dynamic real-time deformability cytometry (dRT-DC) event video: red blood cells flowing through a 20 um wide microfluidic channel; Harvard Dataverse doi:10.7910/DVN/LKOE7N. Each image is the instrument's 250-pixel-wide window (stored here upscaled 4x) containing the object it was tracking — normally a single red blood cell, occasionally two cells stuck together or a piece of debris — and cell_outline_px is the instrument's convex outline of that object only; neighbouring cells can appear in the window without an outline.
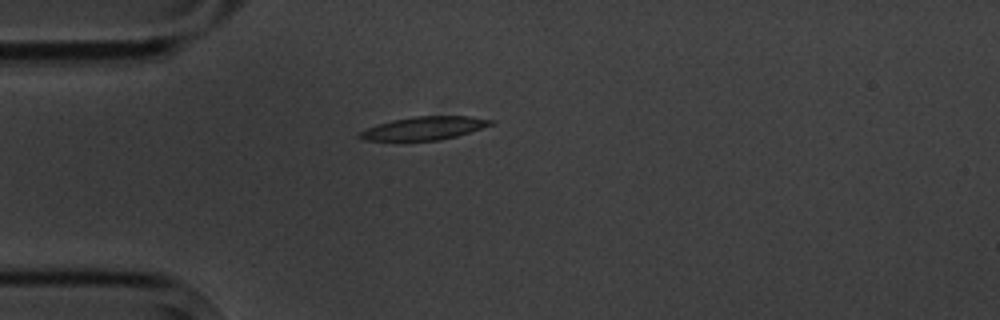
{"species": "common noctule bat (a hibernating species)", "species_latin": "Nyctalus noctula", "temperature_condition": "cold", "stored_images_in_passage": 1, "camera_frame_rate_fps": 3000, "um_per_image_px": 0.085, "animal": {"sex": "male", "body_mass_g": 20.1, "forearm_length_mm": 53.5}, "frame": {"image": 1, "passage_image": 1, "time_ms": 0.0, "image_size_px": [1000, 320], "cell_outline_px": [[496, 120], [492, 124], [456, 136], [440, 140], [364, 140], [356, 136], [360, 132], [376, 124], [392, 120], [416, 116], [472, 116]], "centroid_in_image_um": [36.05, 10.89], "position_along_channel_um": 49.0, "area_um2": 17.51}}